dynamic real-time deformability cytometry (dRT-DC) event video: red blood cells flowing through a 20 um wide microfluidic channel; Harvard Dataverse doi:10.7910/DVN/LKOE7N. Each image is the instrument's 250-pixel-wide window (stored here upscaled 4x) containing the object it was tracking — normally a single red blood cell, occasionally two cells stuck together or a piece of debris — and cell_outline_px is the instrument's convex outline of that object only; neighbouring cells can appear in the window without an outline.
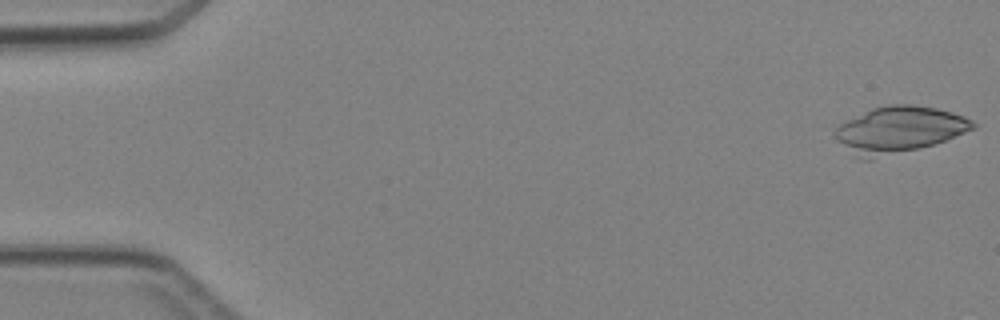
{"species": "Egyptian fruit bat (a non-hibernating species)", "species_latin": "Rousettus aegyptiacus", "temperature_condition": "cold", "stored_images_in_passage": 5, "camera_frame_rate_fps": 3000, "um_per_image_px": 0.085, "animal": {"sex": "female"}, "frame": {"image": 1, "passage_image": 1, "time_ms": 0.0, "image_size_px": [1000, 320], "cell_outline_px": [[976, 128], [944, 140], [920, 148], [872, 160], [864, 160], [856, 156], [836, 140], [832, 132], [840, 124], [872, 108], [892, 104], [908, 104], [936, 108], [952, 112], [964, 116], [972, 120], [976, 124]], "centroid_in_image_um": [76.39, 11.03], "position_along_channel_um": 8.6, "area_um2": 37.11}}